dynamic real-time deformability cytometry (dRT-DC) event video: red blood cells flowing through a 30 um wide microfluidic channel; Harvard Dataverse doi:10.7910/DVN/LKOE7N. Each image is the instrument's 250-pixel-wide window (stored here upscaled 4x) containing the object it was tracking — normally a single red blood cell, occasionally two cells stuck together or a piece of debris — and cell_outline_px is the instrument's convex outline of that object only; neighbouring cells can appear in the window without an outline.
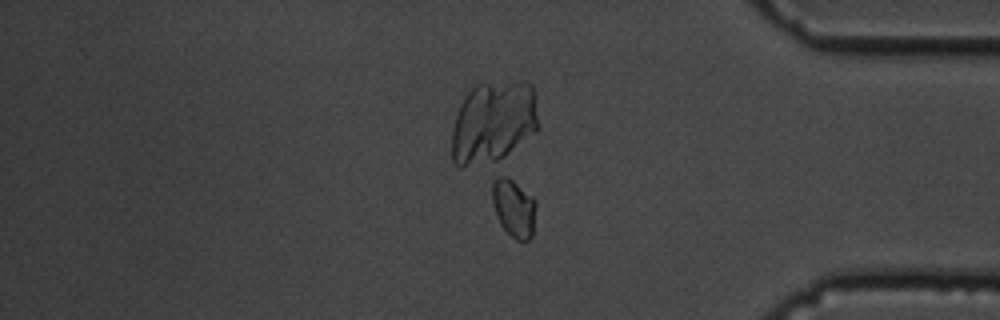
{"species": "common noctule bat (a hibernating species)", "species_latin": "Nyctalus noctula", "temperature_condition": "cold", "stored_images_in_passage": 57, "camera_frame_rate_fps": 3000, "um_per_image_px": 0.085, "animal": {"sex": "male", "body_mass_g": 19.5, "forearm_length_mm": 54.6}, "frame": {"image": 1, "passage_image": 48, "time_ms": 15.667, "image_size_px": [1000, 320], "cell_outline_px": [[536, 208], [532, 236], [528, 240], [516, 240], [500, 224], [496, 216], [492, 204], [492, 180], [500, 172], [508, 176], [532, 196], [536, 200]], "centroid_in_image_um": [43.65, 17.62], "position_along_channel_um": 391.6, "area_um2": 15.14}}